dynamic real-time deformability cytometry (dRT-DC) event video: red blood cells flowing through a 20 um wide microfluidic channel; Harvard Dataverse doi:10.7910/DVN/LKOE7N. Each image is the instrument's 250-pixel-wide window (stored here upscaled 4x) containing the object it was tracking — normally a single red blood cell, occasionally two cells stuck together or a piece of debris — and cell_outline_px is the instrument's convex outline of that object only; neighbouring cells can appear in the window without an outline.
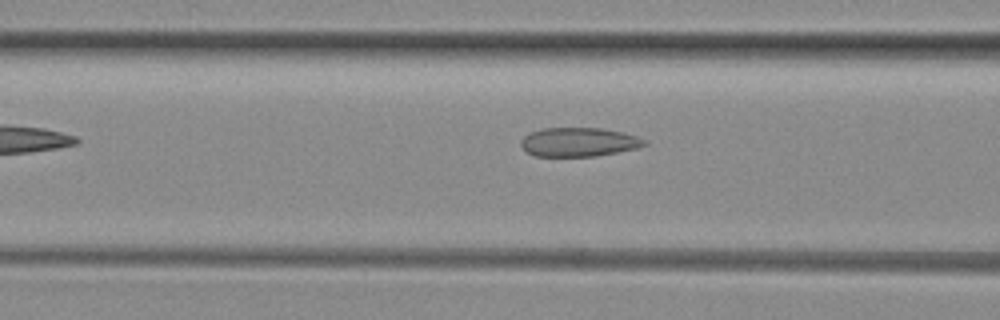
{"species": "common noctule bat (a hibernating species)", "species_latin": "Nyctalus noctula", "temperature_condition": "room temperature", "stored_images_in_passage": 6, "camera_frame_rate_fps": 3000, "um_per_image_px": 0.085, "animal": {"sex": "female", "body_mass_g": 29.2, "forearm_length_mm": 56.3}, "frame": {"image": 1, "passage_image": 4, "time_ms": 1.0, "image_size_px": [1000, 320], "cell_outline_px": [[648, 144], [636, 148], [596, 156], [536, 156], [528, 152], [520, 144], [520, 140], [524, 136], [532, 132], [544, 128], [600, 128], [624, 132], [636, 136], [644, 140]], "centroid_in_image_um": [49.19, 12.07], "position_along_channel_um": 117.4, "area_um2": 20.63}}